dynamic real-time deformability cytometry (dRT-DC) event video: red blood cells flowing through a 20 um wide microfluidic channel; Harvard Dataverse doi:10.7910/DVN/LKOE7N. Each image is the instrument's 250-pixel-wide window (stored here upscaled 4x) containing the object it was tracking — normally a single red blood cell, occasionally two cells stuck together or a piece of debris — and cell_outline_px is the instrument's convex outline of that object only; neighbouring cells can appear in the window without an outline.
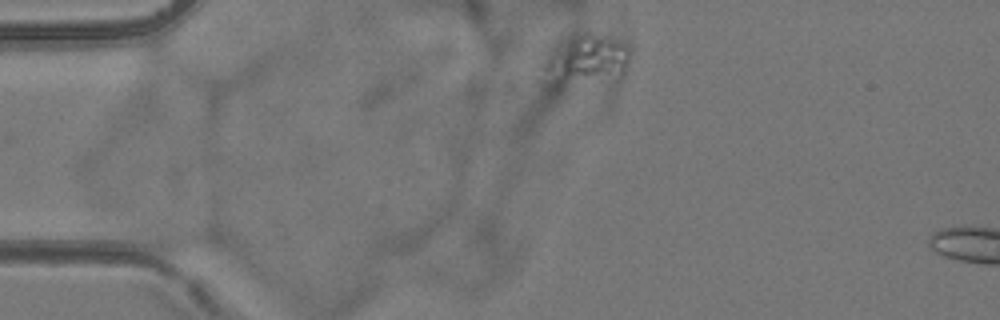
{"species": "common noctule bat (a hibernating species)", "species_latin": "Nyctalus noctula", "temperature_condition": "room temperature", "stored_images_in_passage": 2, "camera_frame_rate_fps": 3000, "um_per_image_px": 0.085, "animal": {"sex": "female", "body_mass_g": 24.6, "forearm_length_mm": 56.2}, "frame": {"image": 1, "passage_image": 2, "time_ms": 1.0, "image_size_px": [1000, 320], "cell_outline_px": [[628, 60], [624, 76], [564, 76], [544, 68], [544, 64], [552, 56], [572, 40], [588, 36], [608, 32], [628, 44]], "centroid_in_image_um": [50.25, 4.86], "position_along_channel_um": 34.8, "area_um2": 20.11}}